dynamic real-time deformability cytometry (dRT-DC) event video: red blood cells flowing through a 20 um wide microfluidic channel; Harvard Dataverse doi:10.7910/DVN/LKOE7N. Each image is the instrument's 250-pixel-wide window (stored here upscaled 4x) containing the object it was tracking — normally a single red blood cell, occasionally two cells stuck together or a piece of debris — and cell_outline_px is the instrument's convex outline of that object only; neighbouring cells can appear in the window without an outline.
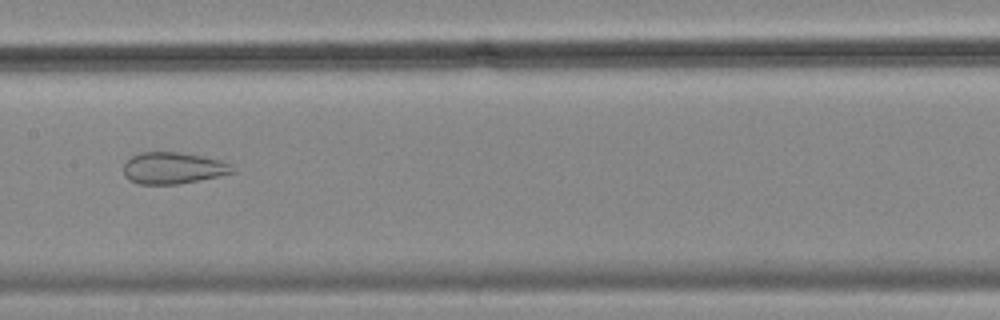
{"species": "common noctule bat (a hibernating species)", "species_latin": "Nyctalus noctula", "temperature_condition": "cold", "stored_images_in_passage": 57, "camera_frame_rate_fps": 3000, "um_per_image_px": 0.085, "animal": {"sex": "female", "body_mass_g": 18.4}, "frame": {"image": 1, "passage_image": 29, "time_ms": 9.333, "image_size_px": [1000, 320], "cell_outline_px": [[236, 172], [220, 176], [200, 180], [176, 184], [140, 184], [128, 180], [124, 176], [124, 164], [132, 156], [140, 152], [180, 152], [204, 156], [220, 160], [228, 164]], "centroid_in_image_um": [14.7, 14.28], "position_along_channel_um": 192.7, "area_um2": 20.06}}
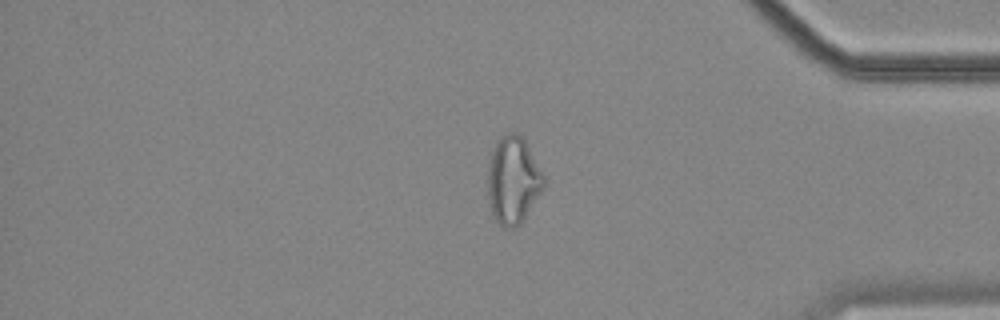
{"frame": {"image": 2, "passage_image": 48, "time_ms": 15.667, "image_size_px": [1000, 320], "cell_outline_px": [[544, 188], [520, 224], [516, 228], [504, 228], [496, 220], [492, 212], [488, 196], [488, 164], [492, 152], [496, 144], [508, 132], [516, 132], [524, 136], [544, 176]], "centroid_in_image_um": [43.63, 15.31], "position_along_channel_um": 391.6, "area_um2": 28.38}}
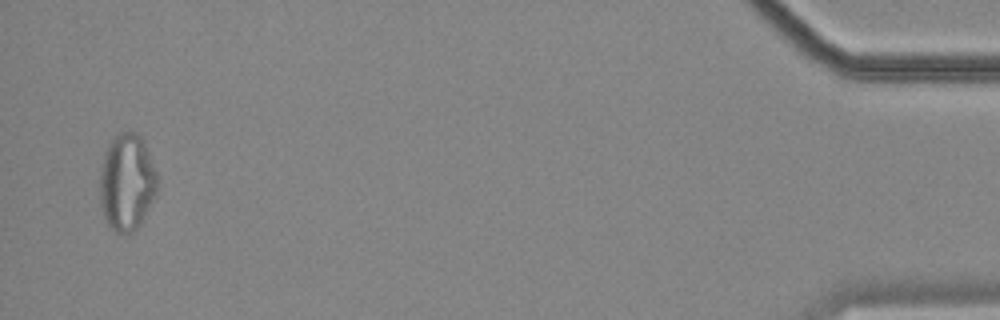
{"frame": {"image": 3, "passage_image": 56, "time_ms": 18.333, "image_size_px": [1000, 320], "cell_outline_px": [[156, 192], [144, 220], [132, 232], [116, 232], [104, 220], [100, 204], [100, 164], [104, 152], [108, 144], [120, 132], [136, 132], [144, 140], [156, 172]], "centroid_in_image_um": [10.76, 15.49], "position_along_channel_um": 424.4, "area_um2": 32.54}, "authors_computed_cell_mechanics": {"area_um2": 28.611, "velocity_mm_per_s": 3.515, "shape_relaxation_time_tau1_ms": null, "shape_relaxation_time_tau2_ms": 1.71, "deformation_change_tau1": null, "deformation_change_tau2": 0.0871}}